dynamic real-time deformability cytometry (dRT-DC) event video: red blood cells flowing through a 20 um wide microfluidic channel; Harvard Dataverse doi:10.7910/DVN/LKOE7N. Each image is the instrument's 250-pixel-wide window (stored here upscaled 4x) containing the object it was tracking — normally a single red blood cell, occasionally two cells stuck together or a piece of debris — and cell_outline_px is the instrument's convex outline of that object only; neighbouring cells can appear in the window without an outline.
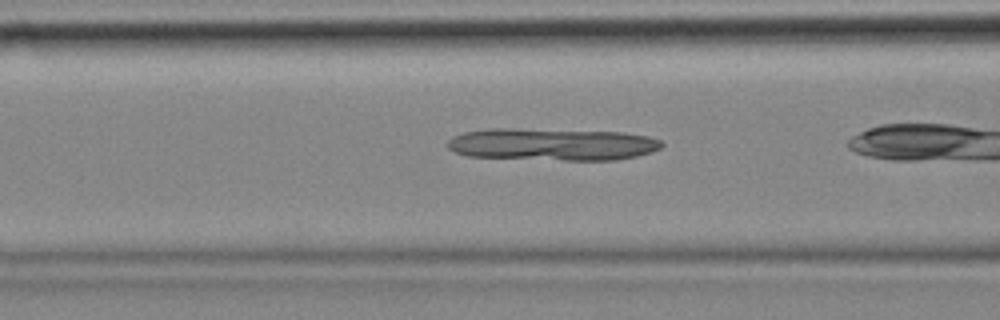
{"species": "common noctule bat (a hibernating species)", "species_latin": "Nyctalus noctula", "temperature_condition": "cold", "stored_images_in_passage": 40, "camera_frame_rate_fps": 3000, "um_per_image_px": 0.085, "animal": {"sex": "female", "body_mass_g": 18.4}, "frame": {"image": 1, "passage_image": 18, "time_ms": 5.667, "image_size_px": [1000, 320], "cell_outline_px": [[664, 144], [660, 148], [652, 152], [636, 156], [616, 160], [564, 160], [468, 156], [452, 152], [448, 148], [448, 140], [452, 136], [464, 132], [488, 128], [512, 128], [620, 132], [648, 136], [660, 140]], "centroid_in_image_um": [46.91, 12.26], "position_along_channel_um": 119.7, "area_um2": 40.4}}